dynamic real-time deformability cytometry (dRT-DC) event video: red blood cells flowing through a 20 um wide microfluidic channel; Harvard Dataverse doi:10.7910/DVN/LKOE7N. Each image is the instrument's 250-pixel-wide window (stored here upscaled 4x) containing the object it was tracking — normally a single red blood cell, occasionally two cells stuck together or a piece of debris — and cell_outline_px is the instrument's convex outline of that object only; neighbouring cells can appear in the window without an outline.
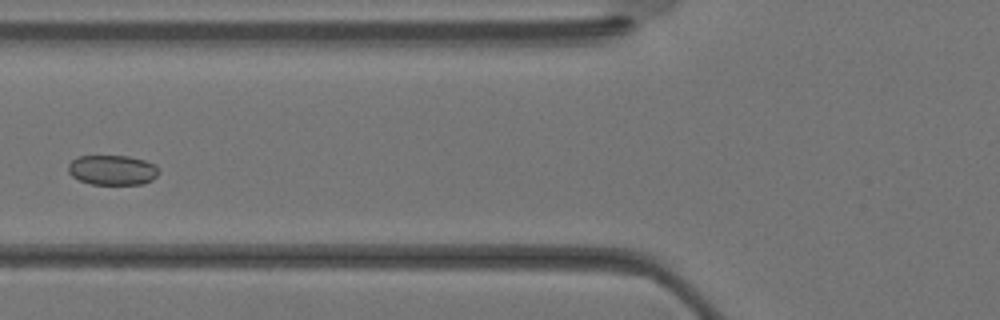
{"species": "Egyptian fruit bat (a non-hibernating species)", "species_latin": "Rousettus aegyptiacus", "temperature_condition": "warm", "stored_images_in_passage": 34, "camera_frame_rate_fps": 3000, "um_per_image_px": 0.085, "animal": {"sex": "female"}, "frame": {"image": 1, "passage_image": 12, "time_ms": 3.667, "image_size_px": [1000, 320], "cell_outline_px": [[160, 172], [152, 180], [144, 184], [92, 184], [80, 180], [72, 176], [68, 172], [68, 164], [76, 156], [128, 156], [144, 160], [156, 164], [160, 168]], "centroid_in_image_um": [9.58, 14.45], "position_along_channel_um": 116.2, "area_um2": 15.95}}
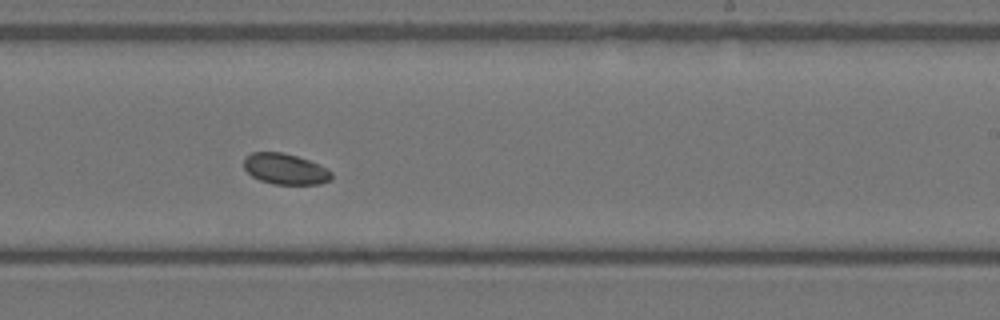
{"frame": {"image": 2, "passage_image": 20, "time_ms": 6.333, "image_size_px": [1000, 320], "cell_outline_px": [[332, 176], [328, 180], [320, 184], [272, 184], [260, 180], [252, 176], [244, 168], [244, 156], [252, 152], [280, 152], [296, 156], [308, 160], [332, 172]], "centroid_in_image_um": [24.19, 14.36], "position_along_channel_um": 264.8, "area_um2": 15.55}}
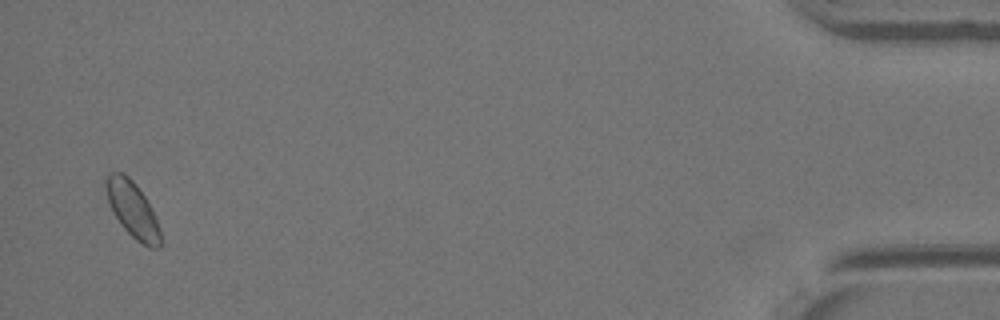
{"frame": {"image": 3, "passage_image": 33, "time_ms": 10.667, "image_size_px": [1000, 320], "cell_outline_px": [[160, 248], [148, 248], [136, 240], [120, 224], [108, 200], [104, 188], [104, 180], [108, 172], [124, 172], [136, 184], [144, 196], [160, 228]], "centroid_in_image_um": [11.23, 17.78], "position_along_channel_um": 424.0, "area_um2": 17.57}}